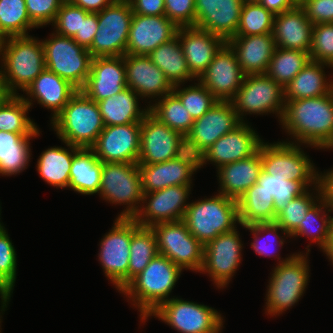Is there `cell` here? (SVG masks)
Wrapping results in <instances>:
<instances>
[{
	"label": "cell",
	"mask_w": 333,
	"mask_h": 333,
	"mask_svg": "<svg viewBox=\"0 0 333 333\" xmlns=\"http://www.w3.org/2000/svg\"><path fill=\"white\" fill-rule=\"evenodd\" d=\"M309 54L311 60L333 66V23L313 25Z\"/></svg>",
	"instance_id": "f907efd6"
},
{
	"label": "cell",
	"mask_w": 333,
	"mask_h": 333,
	"mask_svg": "<svg viewBox=\"0 0 333 333\" xmlns=\"http://www.w3.org/2000/svg\"><path fill=\"white\" fill-rule=\"evenodd\" d=\"M308 271L307 259L301 254H293L275 267L267 292L268 314L282 313L298 302L308 282Z\"/></svg>",
	"instance_id": "ba28073f"
},
{
	"label": "cell",
	"mask_w": 333,
	"mask_h": 333,
	"mask_svg": "<svg viewBox=\"0 0 333 333\" xmlns=\"http://www.w3.org/2000/svg\"><path fill=\"white\" fill-rule=\"evenodd\" d=\"M66 146L73 154L65 148L52 147L42 152L37 162L40 176L50 185L60 188L69 187L73 155L79 149L67 143Z\"/></svg>",
	"instance_id": "8d00e7d4"
},
{
	"label": "cell",
	"mask_w": 333,
	"mask_h": 333,
	"mask_svg": "<svg viewBox=\"0 0 333 333\" xmlns=\"http://www.w3.org/2000/svg\"><path fill=\"white\" fill-rule=\"evenodd\" d=\"M100 243L99 260L104 272L121 291L128 284L131 218H117Z\"/></svg>",
	"instance_id": "2e32d148"
},
{
	"label": "cell",
	"mask_w": 333,
	"mask_h": 333,
	"mask_svg": "<svg viewBox=\"0 0 333 333\" xmlns=\"http://www.w3.org/2000/svg\"><path fill=\"white\" fill-rule=\"evenodd\" d=\"M226 43L234 51L245 75L265 74L276 48L272 33L233 36Z\"/></svg>",
	"instance_id": "f1b7e54d"
},
{
	"label": "cell",
	"mask_w": 333,
	"mask_h": 333,
	"mask_svg": "<svg viewBox=\"0 0 333 333\" xmlns=\"http://www.w3.org/2000/svg\"><path fill=\"white\" fill-rule=\"evenodd\" d=\"M148 56L164 72L166 79L172 86H179L180 82H185L191 78L194 79L188 68L183 48L177 35L170 41L158 46Z\"/></svg>",
	"instance_id": "d590c367"
},
{
	"label": "cell",
	"mask_w": 333,
	"mask_h": 333,
	"mask_svg": "<svg viewBox=\"0 0 333 333\" xmlns=\"http://www.w3.org/2000/svg\"><path fill=\"white\" fill-rule=\"evenodd\" d=\"M324 252L326 253V255L330 260L333 258V222L330 230L329 243L327 247L324 249Z\"/></svg>",
	"instance_id": "be15d7a7"
},
{
	"label": "cell",
	"mask_w": 333,
	"mask_h": 333,
	"mask_svg": "<svg viewBox=\"0 0 333 333\" xmlns=\"http://www.w3.org/2000/svg\"><path fill=\"white\" fill-rule=\"evenodd\" d=\"M4 38L0 35V55L2 54V45Z\"/></svg>",
	"instance_id": "03108f58"
},
{
	"label": "cell",
	"mask_w": 333,
	"mask_h": 333,
	"mask_svg": "<svg viewBox=\"0 0 333 333\" xmlns=\"http://www.w3.org/2000/svg\"><path fill=\"white\" fill-rule=\"evenodd\" d=\"M98 13H89L86 17H81L80 33H76L72 38L85 49L91 47L93 38L98 30Z\"/></svg>",
	"instance_id": "6f0895ef"
},
{
	"label": "cell",
	"mask_w": 333,
	"mask_h": 333,
	"mask_svg": "<svg viewBox=\"0 0 333 333\" xmlns=\"http://www.w3.org/2000/svg\"><path fill=\"white\" fill-rule=\"evenodd\" d=\"M38 103L54 111L53 118L64 108L78 91L68 81L45 69L25 90Z\"/></svg>",
	"instance_id": "4dcf8cb0"
},
{
	"label": "cell",
	"mask_w": 333,
	"mask_h": 333,
	"mask_svg": "<svg viewBox=\"0 0 333 333\" xmlns=\"http://www.w3.org/2000/svg\"><path fill=\"white\" fill-rule=\"evenodd\" d=\"M281 123L297 139L319 148L333 146V91L314 98L285 100Z\"/></svg>",
	"instance_id": "6da1fadb"
},
{
	"label": "cell",
	"mask_w": 333,
	"mask_h": 333,
	"mask_svg": "<svg viewBox=\"0 0 333 333\" xmlns=\"http://www.w3.org/2000/svg\"><path fill=\"white\" fill-rule=\"evenodd\" d=\"M2 52L0 80L9 95H16L17 87L25 91L46 69L43 44L30 35L4 38Z\"/></svg>",
	"instance_id": "7a4b0ae2"
},
{
	"label": "cell",
	"mask_w": 333,
	"mask_h": 333,
	"mask_svg": "<svg viewBox=\"0 0 333 333\" xmlns=\"http://www.w3.org/2000/svg\"><path fill=\"white\" fill-rule=\"evenodd\" d=\"M88 14V11L74 5L70 0L64 1L53 22L56 33L67 37L80 33L81 17Z\"/></svg>",
	"instance_id": "816d5d0a"
},
{
	"label": "cell",
	"mask_w": 333,
	"mask_h": 333,
	"mask_svg": "<svg viewBox=\"0 0 333 333\" xmlns=\"http://www.w3.org/2000/svg\"><path fill=\"white\" fill-rule=\"evenodd\" d=\"M241 123L231 101H217L202 117L194 120L185 136L186 150L199 157Z\"/></svg>",
	"instance_id": "9a60e30c"
},
{
	"label": "cell",
	"mask_w": 333,
	"mask_h": 333,
	"mask_svg": "<svg viewBox=\"0 0 333 333\" xmlns=\"http://www.w3.org/2000/svg\"><path fill=\"white\" fill-rule=\"evenodd\" d=\"M127 87L141 97L166 96L172 84L148 55H124Z\"/></svg>",
	"instance_id": "484cf974"
},
{
	"label": "cell",
	"mask_w": 333,
	"mask_h": 333,
	"mask_svg": "<svg viewBox=\"0 0 333 333\" xmlns=\"http://www.w3.org/2000/svg\"><path fill=\"white\" fill-rule=\"evenodd\" d=\"M312 31L313 23L298 4L291 10L276 14L274 17L272 35L276 47L309 53Z\"/></svg>",
	"instance_id": "83f0119b"
},
{
	"label": "cell",
	"mask_w": 333,
	"mask_h": 333,
	"mask_svg": "<svg viewBox=\"0 0 333 333\" xmlns=\"http://www.w3.org/2000/svg\"><path fill=\"white\" fill-rule=\"evenodd\" d=\"M262 171V161L259 150L252 156L228 163L218 169L220 188L223 195L238 200L251 188Z\"/></svg>",
	"instance_id": "f546056e"
},
{
	"label": "cell",
	"mask_w": 333,
	"mask_h": 333,
	"mask_svg": "<svg viewBox=\"0 0 333 333\" xmlns=\"http://www.w3.org/2000/svg\"><path fill=\"white\" fill-rule=\"evenodd\" d=\"M157 254V239L152 227L140 226L131 218L128 283L140 274Z\"/></svg>",
	"instance_id": "74e56055"
},
{
	"label": "cell",
	"mask_w": 333,
	"mask_h": 333,
	"mask_svg": "<svg viewBox=\"0 0 333 333\" xmlns=\"http://www.w3.org/2000/svg\"><path fill=\"white\" fill-rule=\"evenodd\" d=\"M318 188L317 191L319 193V198L320 199V206L317 204H314L310 210L306 213L304 219L300 222L299 227L290 235V236H297V235H307L308 237L311 236L313 238V241L318 242L319 246L323 249L327 247L329 243V237H330V230H331V225L333 222V217L328 216L326 217L327 214H324L325 211H322L321 207H329L326 204V201L322 198V192L320 185H316ZM322 205V206H321ZM323 212V213H322ZM320 213L321 216H320ZM321 220L322 224H319L320 226L317 225V221ZM316 225V227H315ZM315 230V231H314ZM314 231V232H312Z\"/></svg>",
	"instance_id": "f6af8a7d"
},
{
	"label": "cell",
	"mask_w": 333,
	"mask_h": 333,
	"mask_svg": "<svg viewBox=\"0 0 333 333\" xmlns=\"http://www.w3.org/2000/svg\"><path fill=\"white\" fill-rule=\"evenodd\" d=\"M99 193L109 202L129 205L118 218H134L144 195L138 164L103 163Z\"/></svg>",
	"instance_id": "9c48e42d"
},
{
	"label": "cell",
	"mask_w": 333,
	"mask_h": 333,
	"mask_svg": "<svg viewBox=\"0 0 333 333\" xmlns=\"http://www.w3.org/2000/svg\"><path fill=\"white\" fill-rule=\"evenodd\" d=\"M133 17L128 0H114L98 13V30L88 49L93 58L126 54L130 24Z\"/></svg>",
	"instance_id": "52a82bcc"
},
{
	"label": "cell",
	"mask_w": 333,
	"mask_h": 333,
	"mask_svg": "<svg viewBox=\"0 0 333 333\" xmlns=\"http://www.w3.org/2000/svg\"><path fill=\"white\" fill-rule=\"evenodd\" d=\"M309 183L319 184V182H297L290 181L284 176L271 175L261 171L257 184L262 186L274 199V210L277 215L295 197L307 191Z\"/></svg>",
	"instance_id": "7bdbcfd3"
},
{
	"label": "cell",
	"mask_w": 333,
	"mask_h": 333,
	"mask_svg": "<svg viewBox=\"0 0 333 333\" xmlns=\"http://www.w3.org/2000/svg\"><path fill=\"white\" fill-rule=\"evenodd\" d=\"M299 5L313 25L333 23V0H303Z\"/></svg>",
	"instance_id": "11a10c76"
},
{
	"label": "cell",
	"mask_w": 333,
	"mask_h": 333,
	"mask_svg": "<svg viewBox=\"0 0 333 333\" xmlns=\"http://www.w3.org/2000/svg\"><path fill=\"white\" fill-rule=\"evenodd\" d=\"M245 228L249 229L251 231V233H253L254 235V242L251 243L252 248L255 250L256 253H258L259 255H264V256H271L272 252L270 251L271 249L269 248L270 244L269 242L265 243V244H261L260 240L258 239L259 237H257L258 235H260V233H272L273 235H276V237L278 236V233H276L278 230H283L281 227H279V225L276 222H267V223H256V224H252V225H248L245 226ZM266 242V241H264ZM273 244V243H272ZM269 251L271 252V254L269 253Z\"/></svg>",
	"instance_id": "9f6ffc18"
},
{
	"label": "cell",
	"mask_w": 333,
	"mask_h": 333,
	"mask_svg": "<svg viewBox=\"0 0 333 333\" xmlns=\"http://www.w3.org/2000/svg\"><path fill=\"white\" fill-rule=\"evenodd\" d=\"M310 60L308 52L276 47L265 74L285 88Z\"/></svg>",
	"instance_id": "60d3db41"
},
{
	"label": "cell",
	"mask_w": 333,
	"mask_h": 333,
	"mask_svg": "<svg viewBox=\"0 0 333 333\" xmlns=\"http://www.w3.org/2000/svg\"><path fill=\"white\" fill-rule=\"evenodd\" d=\"M141 122L105 126L91 147L103 163H138Z\"/></svg>",
	"instance_id": "e0dca14e"
},
{
	"label": "cell",
	"mask_w": 333,
	"mask_h": 333,
	"mask_svg": "<svg viewBox=\"0 0 333 333\" xmlns=\"http://www.w3.org/2000/svg\"><path fill=\"white\" fill-rule=\"evenodd\" d=\"M183 221L189 232L203 245L219 234L234 230L239 223L237 200L222 193L190 203Z\"/></svg>",
	"instance_id": "5b68a950"
},
{
	"label": "cell",
	"mask_w": 333,
	"mask_h": 333,
	"mask_svg": "<svg viewBox=\"0 0 333 333\" xmlns=\"http://www.w3.org/2000/svg\"><path fill=\"white\" fill-rule=\"evenodd\" d=\"M65 0H25L30 20L38 27L54 22Z\"/></svg>",
	"instance_id": "f5cc1de1"
},
{
	"label": "cell",
	"mask_w": 333,
	"mask_h": 333,
	"mask_svg": "<svg viewBox=\"0 0 333 333\" xmlns=\"http://www.w3.org/2000/svg\"><path fill=\"white\" fill-rule=\"evenodd\" d=\"M55 35L42 41L46 69L81 90L90 73L93 57L88 49L80 46L72 37Z\"/></svg>",
	"instance_id": "8992f818"
},
{
	"label": "cell",
	"mask_w": 333,
	"mask_h": 333,
	"mask_svg": "<svg viewBox=\"0 0 333 333\" xmlns=\"http://www.w3.org/2000/svg\"><path fill=\"white\" fill-rule=\"evenodd\" d=\"M36 136L0 131V174L14 175L26 168L31 152L29 141Z\"/></svg>",
	"instance_id": "f35d334b"
},
{
	"label": "cell",
	"mask_w": 333,
	"mask_h": 333,
	"mask_svg": "<svg viewBox=\"0 0 333 333\" xmlns=\"http://www.w3.org/2000/svg\"><path fill=\"white\" fill-rule=\"evenodd\" d=\"M308 191L295 197L277 214L275 222L290 236L300 225L306 213L316 203Z\"/></svg>",
	"instance_id": "681fc988"
},
{
	"label": "cell",
	"mask_w": 333,
	"mask_h": 333,
	"mask_svg": "<svg viewBox=\"0 0 333 333\" xmlns=\"http://www.w3.org/2000/svg\"><path fill=\"white\" fill-rule=\"evenodd\" d=\"M244 77L234 51L225 43L199 77V81L218 101H231Z\"/></svg>",
	"instance_id": "ffe728a7"
},
{
	"label": "cell",
	"mask_w": 333,
	"mask_h": 333,
	"mask_svg": "<svg viewBox=\"0 0 333 333\" xmlns=\"http://www.w3.org/2000/svg\"><path fill=\"white\" fill-rule=\"evenodd\" d=\"M74 5L88 11L89 13H99L109 6L114 0H70Z\"/></svg>",
	"instance_id": "6125c7cd"
},
{
	"label": "cell",
	"mask_w": 333,
	"mask_h": 333,
	"mask_svg": "<svg viewBox=\"0 0 333 333\" xmlns=\"http://www.w3.org/2000/svg\"><path fill=\"white\" fill-rule=\"evenodd\" d=\"M165 15L178 27H195V0H164Z\"/></svg>",
	"instance_id": "db71d44e"
},
{
	"label": "cell",
	"mask_w": 333,
	"mask_h": 333,
	"mask_svg": "<svg viewBox=\"0 0 333 333\" xmlns=\"http://www.w3.org/2000/svg\"><path fill=\"white\" fill-rule=\"evenodd\" d=\"M237 205L239 224L243 227L276 220L273 197L257 183L241 195Z\"/></svg>",
	"instance_id": "e575fe53"
},
{
	"label": "cell",
	"mask_w": 333,
	"mask_h": 333,
	"mask_svg": "<svg viewBox=\"0 0 333 333\" xmlns=\"http://www.w3.org/2000/svg\"><path fill=\"white\" fill-rule=\"evenodd\" d=\"M9 94L6 92L5 86L3 85L2 81L0 80V104L2 101L8 96Z\"/></svg>",
	"instance_id": "e7e4bbea"
},
{
	"label": "cell",
	"mask_w": 333,
	"mask_h": 333,
	"mask_svg": "<svg viewBox=\"0 0 333 333\" xmlns=\"http://www.w3.org/2000/svg\"><path fill=\"white\" fill-rule=\"evenodd\" d=\"M127 87L124 56L92 58L90 73L81 91L95 102Z\"/></svg>",
	"instance_id": "d4e9b609"
},
{
	"label": "cell",
	"mask_w": 333,
	"mask_h": 333,
	"mask_svg": "<svg viewBox=\"0 0 333 333\" xmlns=\"http://www.w3.org/2000/svg\"><path fill=\"white\" fill-rule=\"evenodd\" d=\"M319 185L322 198L330 208L327 211H333V170L327 172L325 175H319Z\"/></svg>",
	"instance_id": "91938a15"
},
{
	"label": "cell",
	"mask_w": 333,
	"mask_h": 333,
	"mask_svg": "<svg viewBox=\"0 0 333 333\" xmlns=\"http://www.w3.org/2000/svg\"><path fill=\"white\" fill-rule=\"evenodd\" d=\"M138 165L165 162L186 151L185 137L150 112L141 121Z\"/></svg>",
	"instance_id": "5bb4252c"
},
{
	"label": "cell",
	"mask_w": 333,
	"mask_h": 333,
	"mask_svg": "<svg viewBox=\"0 0 333 333\" xmlns=\"http://www.w3.org/2000/svg\"><path fill=\"white\" fill-rule=\"evenodd\" d=\"M242 245L236 229L219 234L204 245L200 271L208 272L218 287H225L241 263Z\"/></svg>",
	"instance_id": "ac0fdd59"
},
{
	"label": "cell",
	"mask_w": 333,
	"mask_h": 333,
	"mask_svg": "<svg viewBox=\"0 0 333 333\" xmlns=\"http://www.w3.org/2000/svg\"><path fill=\"white\" fill-rule=\"evenodd\" d=\"M102 167L91 148H79L73 155L69 188L86 195L99 193Z\"/></svg>",
	"instance_id": "1f68e13d"
},
{
	"label": "cell",
	"mask_w": 333,
	"mask_h": 333,
	"mask_svg": "<svg viewBox=\"0 0 333 333\" xmlns=\"http://www.w3.org/2000/svg\"><path fill=\"white\" fill-rule=\"evenodd\" d=\"M178 27L166 16L133 14L126 54L148 55L177 34Z\"/></svg>",
	"instance_id": "7402d4cb"
},
{
	"label": "cell",
	"mask_w": 333,
	"mask_h": 333,
	"mask_svg": "<svg viewBox=\"0 0 333 333\" xmlns=\"http://www.w3.org/2000/svg\"><path fill=\"white\" fill-rule=\"evenodd\" d=\"M152 314L181 333H219L223 325L215 309L178 298L164 302Z\"/></svg>",
	"instance_id": "7c38bea8"
},
{
	"label": "cell",
	"mask_w": 333,
	"mask_h": 333,
	"mask_svg": "<svg viewBox=\"0 0 333 333\" xmlns=\"http://www.w3.org/2000/svg\"><path fill=\"white\" fill-rule=\"evenodd\" d=\"M149 112L184 137L190 132L194 123V119L173 91L162 97L155 105L150 106Z\"/></svg>",
	"instance_id": "b9f144b4"
},
{
	"label": "cell",
	"mask_w": 333,
	"mask_h": 333,
	"mask_svg": "<svg viewBox=\"0 0 333 333\" xmlns=\"http://www.w3.org/2000/svg\"><path fill=\"white\" fill-rule=\"evenodd\" d=\"M177 89L178 85L173 86V92L180 98L194 120L202 117L218 101L200 82L196 86Z\"/></svg>",
	"instance_id": "c3c4849f"
},
{
	"label": "cell",
	"mask_w": 333,
	"mask_h": 333,
	"mask_svg": "<svg viewBox=\"0 0 333 333\" xmlns=\"http://www.w3.org/2000/svg\"><path fill=\"white\" fill-rule=\"evenodd\" d=\"M262 142L255 131L242 122L199 156V168L207 161L218 164L219 169L225 164L248 158L259 150Z\"/></svg>",
	"instance_id": "603a6c76"
},
{
	"label": "cell",
	"mask_w": 333,
	"mask_h": 333,
	"mask_svg": "<svg viewBox=\"0 0 333 333\" xmlns=\"http://www.w3.org/2000/svg\"><path fill=\"white\" fill-rule=\"evenodd\" d=\"M133 14L145 16L165 15L164 0H128Z\"/></svg>",
	"instance_id": "680465c9"
},
{
	"label": "cell",
	"mask_w": 333,
	"mask_h": 333,
	"mask_svg": "<svg viewBox=\"0 0 333 333\" xmlns=\"http://www.w3.org/2000/svg\"><path fill=\"white\" fill-rule=\"evenodd\" d=\"M190 185H177L162 190L144 193L143 203L149 199L147 206L138 211L134 220L143 227H152L162 222L183 220L186 209L185 204L190 192Z\"/></svg>",
	"instance_id": "d6986e66"
},
{
	"label": "cell",
	"mask_w": 333,
	"mask_h": 333,
	"mask_svg": "<svg viewBox=\"0 0 333 333\" xmlns=\"http://www.w3.org/2000/svg\"><path fill=\"white\" fill-rule=\"evenodd\" d=\"M64 143L91 148L105 127L97 102L78 90L51 122Z\"/></svg>",
	"instance_id": "277c9868"
},
{
	"label": "cell",
	"mask_w": 333,
	"mask_h": 333,
	"mask_svg": "<svg viewBox=\"0 0 333 333\" xmlns=\"http://www.w3.org/2000/svg\"><path fill=\"white\" fill-rule=\"evenodd\" d=\"M152 229L158 254L166 256L181 269L201 270L204 245L189 232L183 220L158 223Z\"/></svg>",
	"instance_id": "30bf717a"
},
{
	"label": "cell",
	"mask_w": 333,
	"mask_h": 333,
	"mask_svg": "<svg viewBox=\"0 0 333 333\" xmlns=\"http://www.w3.org/2000/svg\"><path fill=\"white\" fill-rule=\"evenodd\" d=\"M243 0H195V27L225 41L236 35Z\"/></svg>",
	"instance_id": "cb8c5ba5"
},
{
	"label": "cell",
	"mask_w": 333,
	"mask_h": 333,
	"mask_svg": "<svg viewBox=\"0 0 333 333\" xmlns=\"http://www.w3.org/2000/svg\"><path fill=\"white\" fill-rule=\"evenodd\" d=\"M296 4H300L303 0H293Z\"/></svg>",
	"instance_id": "a7ac6f4b"
},
{
	"label": "cell",
	"mask_w": 333,
	"mask_h": 333,
	"mask_svg": "<svg viewBox=\"0 0 333 333\" xmlns=\"http://www.w3.org/2000/svg\"><path fill=\"white\" fill-rule=\"evenodd\" d=\"M231 103L241 122L244 112H277L281 120L285 110L284 88L266 74L245 75Z\"/></svg>",
	"instance_id": "8fae6325"
},
{
	"label": "cell",
	"mask_w": 333,
	"mask_h": 333,
	"mask_svg": "<svg viewBox=\"0 0 333 333\" xmlns=\"http://www.w3.org/2000/svg\"><path fill=\"white\" fill-rule=\"evenodd\" d=\"M137 95L126 87L121 92L109 98L98 101L97 104L105 126L126 125L141 122L149 112V108L140 110Z\"/></svg>",
	"instance_id": "d6a6232c"
},
{
	"label": "cell",
	"mask_w": 333,
	"mask_h": 333,
	"mask_svg": "<svg viewBox=\"0 0 333 333\" xmlns=\"http://www.w3.org/2000/svg\"><path fill=\"white\" fill-rule=\"evenodd\" d=\"M274 17L275 15L260 3L244 2L235 36L272 33Z\"/></svg>",
	"instance_id": "bcb514c9"
},
{
	"label": "cell",
	"mask_w": 333,
	"mask_h": 333,
	"mask_svg": "<svg viewBox=\"0 0 333 333\" xmlns=\"http://www.w3.org/2000/svg\"><path fill=\"white\" fill-rule=\"evenodd\" d=\"M37 27L29 18L25 0H0V35L3 38L27 36Z\"/></svg>",
	"instance_id": "ee69618b"
},
{
	"label": "cell",
	"mask_w": 333,
	"mask_h": 333,
	"mask_svg": "<svg viewBox=\"0 0 333 333\" xmlns=\"http://www.w3.org/2000/svg\"><path fill=\"white\" fill-rule=\"evenodd\" d=\"M31 104L28 98L17 94L8 95L0 104V131L39 135L35 123L26 116Z\"/></svg>",
	"instance_id": "ab89813d"
},
{
	"label": "cell",
	"mask_w": 333,
	"mask_h": 333,
	"mask_svg": "<svg viewBox=\"0 0 333 333\" xmlns=\"http://www.w3.org/2000/svg\"><path fill=\"white\" fill-rule=\"evenodd\" d=\"M262 170L271 175L284 176L290 181L319 182L314 165L296 143L277 142L260 145Z\"/></svg>",
	"instance_id": "4fadbf2b"
},
{
	"label": "cell",
	"mask_w": 333,
	"mask_h": 333,
	"mask_svg": "<svg viewBox=\"0 0 333 333\" xmlns=\"http://www.w3.org/2000/svg\"><path fill=\"white\" fill-rule=\"evenodd\" d=\"M138 167L143 193H150L170 186L191 185L190 178L199 168V157L186 150L174 159Z\"/></svg>",
	"instance_id": "44dd1931"
},
{
	"label": "cell",
	"mask_w": 333,
	"mask_h": 333,
	"mask_svg": "<svg viewBox=\"0 0 333 333\" xmlns=\"http://www.w3.org/2000/svg\"><path fill=\"white\" fill-rule=\"evenodd\" d=\"M3 228H4V226H3V225H1V223H0V230H1V229H3Z\"/></svg>",
	"instance_id": "89a4df30"
},
{
	"label": "cell",
	"mask_w": 333,
	"mask_h": 333,
	"mask_svg": "<svg viewBox=\"0 0 333 333\" xmlns=\"http://www.w3.org/2000/svg\"><path fill=\"white\" fill-rule=\"evenodd\" d=\"M176 35L194 78H199L205 72L216 53L226 43L220 36L197 27H180Z\"/></svg>",
	"instance_id": "4316f807"
},
{
	"label": "cell",
	"mask_w": 333,
	"mask_h": 333,
	"mask_svg": "<svg viewBox=\"0 0 333 333\" xmlns=\"http://www.w3.org/2000/svg\"><path fill=\"white\" fill-rule=\"evenodd\" d=\"M182 270L166 256L157 254L121 292L132 297L134 305L140 308L142 320H146L161 304L169 300L168 296Z\"/></svg>",
	"instance_id": "3957f363"
},
{
	"label": "cell",
	"mask_w": 333,
	"mask_h": 333,
	"mask_svg": "<svg viewBox=\"0 0 333 333\" xmlns=\"http://www.w3.org/2000/svg\"><path fill=\"white\" fill-rule=\"evenodd\" d=\"M259 3L274 15L291 10L297 5L293 0H261Z\"/></svg>",
	"instance_id": "94428289"
},
{
	"label": "cell",
	"mask_w": 333,
	"mask_h": 333,
	"mask_svg": "<svg viewBox=\"0 0 333 333\" xmlns=\"http://www.w3.org/2000/svg\"><path fill=\"white\" fill-rule=\"evenodd\" d=\"M328 65L310 60L308 64L284 88L285 100L314 98L333 91V83L327 82L321 66Z\"/></svg>",
	"instance_id": "836d02e7"
},
{
	"label": "cell",
	"mask_w": 333,
	"mask_h": 333,
	"mask_svg": "<svg viewBox=\"0 0 333 333\" xmlns=\"http://www.w3.org/2000/svg\"><path fill=\"white\" fill-rule=\"evenodd\" d=\"M261 0H243V2H248V3H259Z\"/></svg>",
	"instance_id": "003e7915"
},
{
	"label": "cell",
	"mask_w": 333,
	"mask_h": 333,
	"mask_svg": "<svg viewBox=\"0 0 333 333\" xmlns=\"http://www.w3.org/2000/svg\"><path fill=\"white\" fill-rule=\"evenodd\" d=\"M16 252L6 233L5 228L0 230V295L2 310L7 307L16 280Z\"/></svg>",
	"instance_id": "7dc6e473"
}]
</instances>
